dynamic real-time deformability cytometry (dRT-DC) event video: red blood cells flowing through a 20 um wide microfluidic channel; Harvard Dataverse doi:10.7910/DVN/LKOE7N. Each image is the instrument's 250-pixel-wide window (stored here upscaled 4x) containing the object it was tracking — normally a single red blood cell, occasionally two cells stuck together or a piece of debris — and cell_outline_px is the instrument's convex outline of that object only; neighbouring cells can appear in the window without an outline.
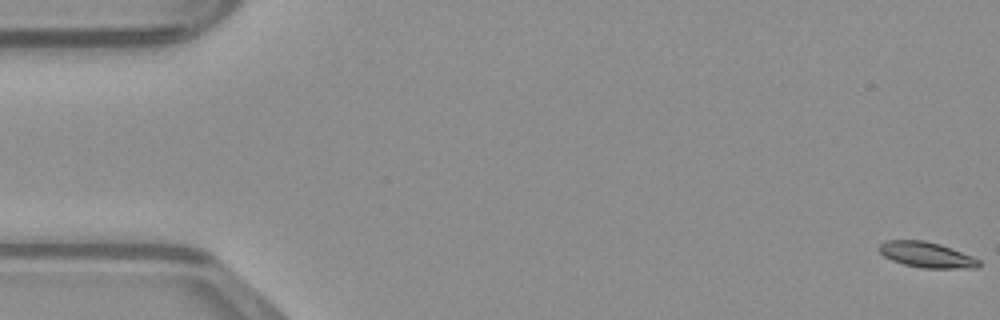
{"species": "common noctule bat (a hibernating species)", "species_latin": "Nyctalus noctula", "temperature_condition": "warm", "stored_images_in_passage": 50, "camera_frame_rate_fps": 3000, "um_per_image_px": 0.085, "animal": {"sex": "male", "body_mass_g": 23.1, "forearm_length_mm": 52.7}, "frame": {"image": 1, "passage_image": 1, "time_ms": 0.0, "image_size_px": [1000, 320], "cell_outline_px": [[980, 264], [976, 268], [924, 268], [904, 264], [892, 260], [884, 256], [876, 248], [880, 244], [888, 240], [924, 240], [940, 244], [952, 248], [972, 256], [980, 260]], "centroid_in_image_um": [78.75, 21.65], "position_along_channel_um": 6.2, "area_um2": 14.85}}
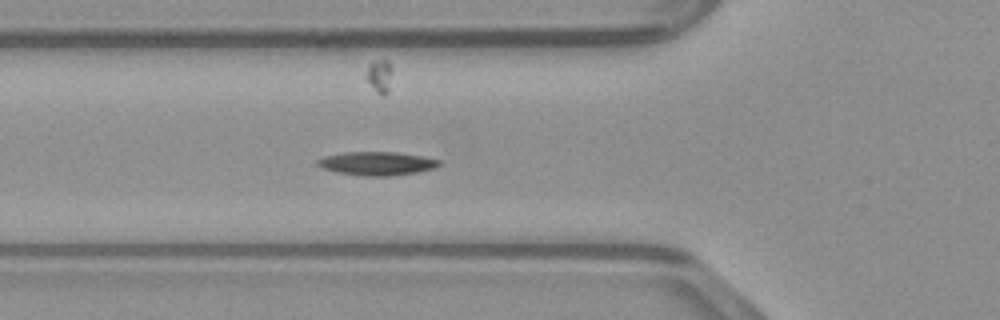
{"frame": {"image": 2, "passage_image": 18, "time_ms": 5.667, "image_size_px": [1000, 320], "cell_outline_px": [[440, 164], [436, 168], [416, 172], [388, 176], [364, 176], [336, 172], [320, 168], [316, 164], [316, 160], [324, 156], [344, 152], [396, 152], [420, 156], [440, 160]], "centroid_in_image_um": [31.98, 13.89], "position_along_channel_um": 93.8, "area_um2": 16.7}}
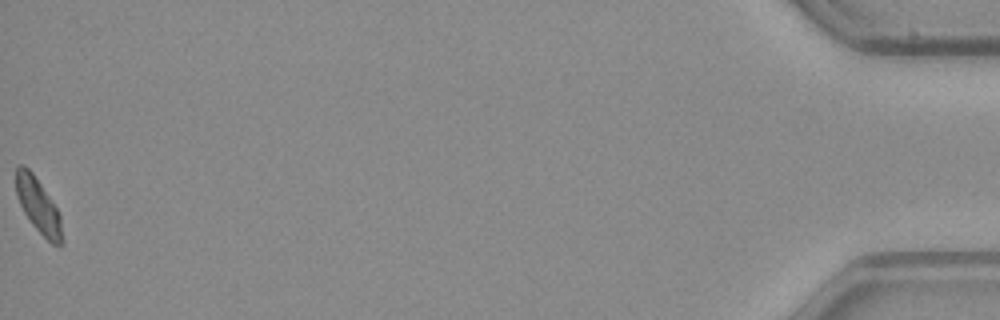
{"frame": {"image": 3, "passage_image": 50, "time_ms": 16.333, "image_size_px": [1000, 320], "cell_outline_px": [[64, 244], [52, 244], [32, 224], [24, 212], [16, 196], [16, 168], [20, 164], [24, 164], [32, 172], [56, 208], [60, 216], [64, 240]], "centroid_in_image_um": [3.25, 17.49], "position_along_channel_um": 431.9, "area_um2": 14.45}}